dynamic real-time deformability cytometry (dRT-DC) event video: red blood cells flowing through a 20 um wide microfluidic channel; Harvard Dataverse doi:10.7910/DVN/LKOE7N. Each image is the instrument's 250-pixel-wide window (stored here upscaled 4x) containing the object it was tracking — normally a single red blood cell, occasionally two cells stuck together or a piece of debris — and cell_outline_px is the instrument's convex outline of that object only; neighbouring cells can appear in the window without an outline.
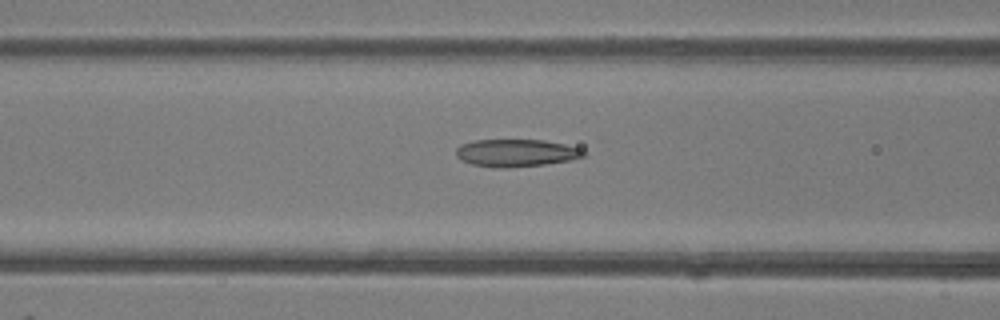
{"species": "common noctule bat (a hibernating species)", "species_latin": "Nyctalus noctula", "temperature_condition": "room temperature", "stored_images_in_passage": 47, "camera_frame_rate_fps": 3000, "um_per_image_px": 0.085, "animal": {"sex": "female"}, "frame": {"image": 1, "passage_image": 19, "time_ms": 6.0, "image_size_px": [1000, 320], "cell_outline_px": [[584, 156], [572, 160], [544, 164], [504, 168], [492, 168], [472, 164], [456, 156], [456, 148], [460, 144], [476, 140], [544, 140], [564, 144], [580, 148], [584, 152]], "centroid_in_image_um": [43.86, 13.0], "position_along_channel_um": 122.7, "area_um2": 20.35}}
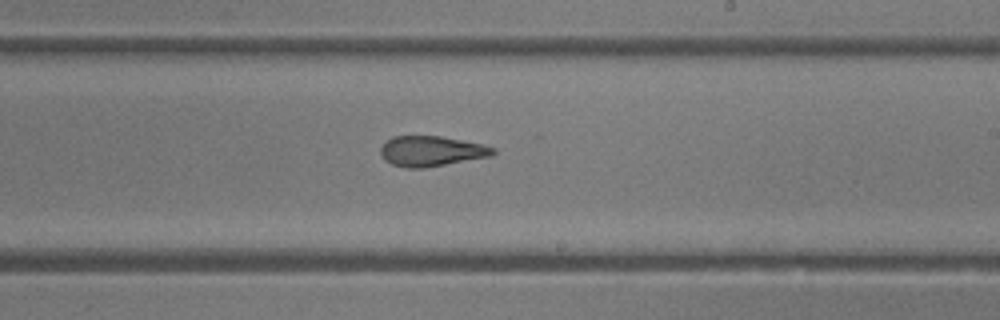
{"frame": {"image": 2, "passage_image": 28, "time_ms": 9.0, "image_size_px": [1000, 320], "cell_outline_px": [[496, 152], [492, 156], [424, 168], [408, 168], [392, 164], [384, 160], [380, 152], [380, 148], [392, 136], [440, 136], [480, 144], [496, 148]], "centroid_in_image_um": [36.66, 12.85], "position_along_channel_um": 252.3, "area_um2": 19.71}}
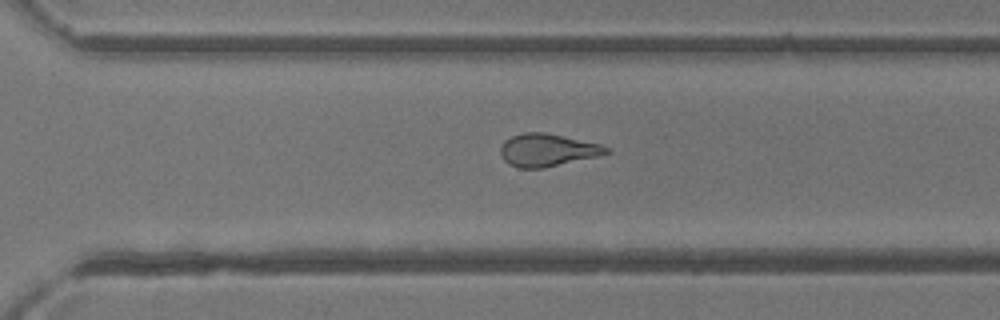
{"frame": {"image": 3, "passage_image": 33, "time_ms": 10.667, "image_size_px": [1000, 320], "cell_outline_px": [[612, 152], [600, 156], [544, 168], [520, 168], [508, 164], [504, 160], [500, 152], [500, 148], [504, 140], [512, 136], [524, 132], [544, 132], [600, 144], [612, 148]], "centroid_in_image_um": [46.56, 12.76], "position_along_channel_um": 324.0, "area_um2": 20.29}, "authors_computed_cell_mechanics": {"area_um2": 21.6172, "velocity_mm_per_s": 4.3132, "shape_relaxation_time_tau1_ms": null, "shape_relaxation_time_tau2_ms": 2.0836, "deformation_change_tau1": null, "deformation_change_tau2": 0.1034}}